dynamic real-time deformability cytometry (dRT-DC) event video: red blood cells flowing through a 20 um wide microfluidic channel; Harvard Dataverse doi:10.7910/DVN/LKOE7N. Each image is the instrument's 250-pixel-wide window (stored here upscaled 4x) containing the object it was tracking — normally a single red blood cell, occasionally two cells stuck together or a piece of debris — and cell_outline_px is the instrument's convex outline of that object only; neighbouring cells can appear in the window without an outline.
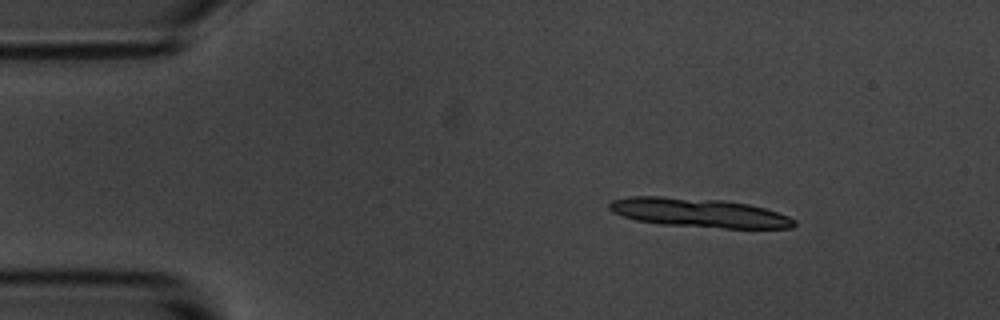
{"species": "common noctule bat (a hibernating species)", "species_latin": "Nyctalus noctula", "temperature_condition": "room temperature", "stored_images_in_passage": 6, "segment_of_instrument_passage": [1, 2], "camera_frame_rate_fps": 3000, "um_per_image_px": 0.085, "animal": {"sex": "male", "body_mass_g": 20.1, "forearm_length_mm": 53.5}, "frame": {"image": 1, "passage_image": 2, "time_ms": 1.333, "image_size_px": [1000, 320], "cell_outline_px": [[796, 224], [792, 228], [724, 228], [660, 224], [636, 220], [612, 212], [608, 208], [608, 204], [612, 200], [628, 196], [660, 196], [724, 200], [748, 204], [764, 208], [788, 216], [796, 220]], "centroid_in_image_um": [59.39, 18.08], "position_along_channel_um": 25.6, "area_um2": 31.27}}